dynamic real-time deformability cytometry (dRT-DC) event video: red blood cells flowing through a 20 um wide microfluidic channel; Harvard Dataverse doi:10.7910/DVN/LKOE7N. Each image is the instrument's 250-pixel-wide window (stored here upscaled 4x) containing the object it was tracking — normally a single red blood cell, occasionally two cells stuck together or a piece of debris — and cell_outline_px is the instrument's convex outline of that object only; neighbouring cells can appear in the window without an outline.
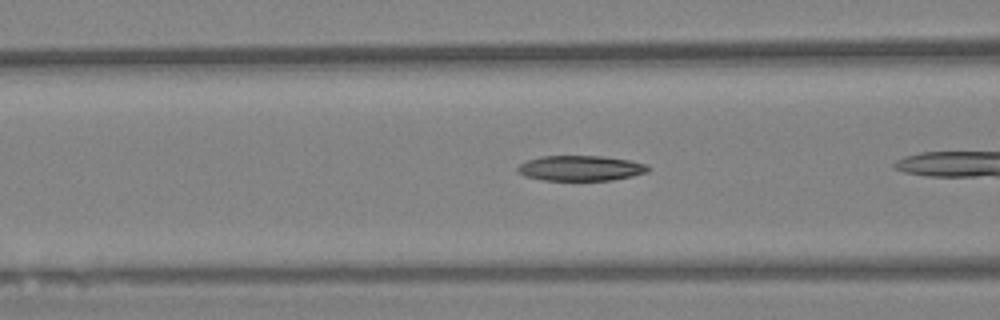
{"species": "Egyptian fruit bat (a non-hibernating species)", "species_latin": "Rousettus aegyptiacus", "temperature_condition": "warm", "stored_images_in_passage": 28, "camera_frame_rate_fps": 3000, "um_per_image_px": 0.085, "animal": {"sex": "female"}, "frame": {"image": 1, "passage_image": 5, "time_ms": 1.333, "image_size_px": [1000, 320], "cell_outline_px": [[652, 168], [648, 172], [632, 176], [612, 180], [544, 180], [524, 176], [516, 172], [516, 168], [520, 164], [528, 160], [540, 156], [604, 156], [628, 160], [648, 164]], "centroid_in_image_um": [49.36, 14.29], "position_along_channel_um": 117.2, "area_um2": 19.36}}
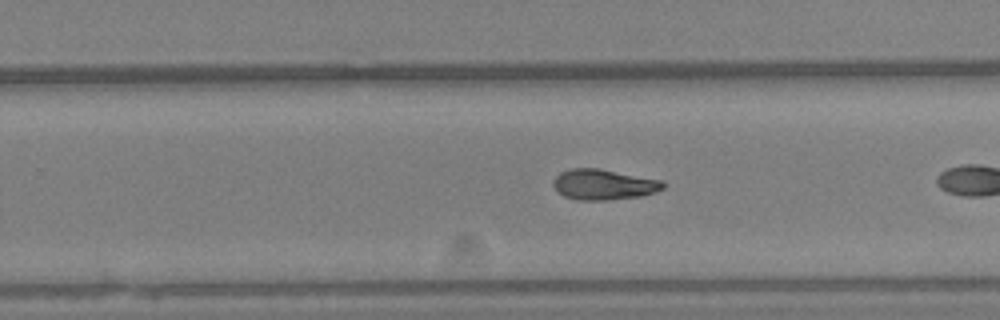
{"frame": {"image": 2, "passage_image": 19, "time_ms": 6.0, "image_size_px": [1000, 320], "cell_outline_px": [[664, 188], [656, 192], [640, 196], [608, 200], [576, 200], [564, 196], [552, 184], [552, 180], [560, 172], [572, 168], [600, 168], [664, 180]], "centroid_in_image_um": [51.33, 15.67], "position_along_channel_um": 278.5, "area_um2": 19.71}}
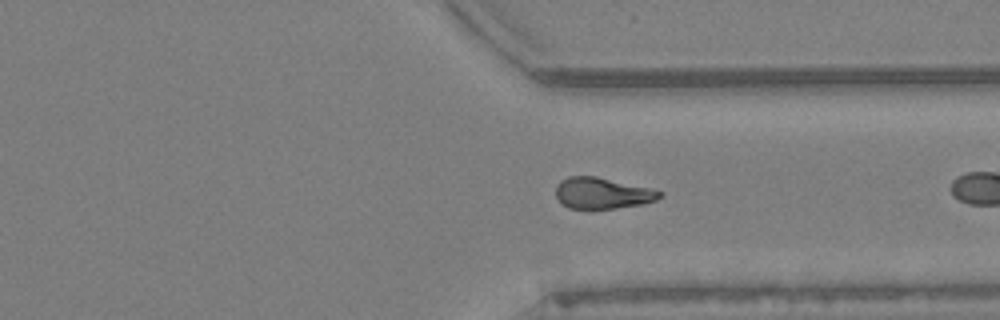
{"frame": {"image": 3, "passage_image": 26, "time_ms": 8.333, "image_size_px": [1000, 320], "cell_outline_px": [[664, 196], [656, 200], [644, 204], [616, 208], [568, 208], [556, 196], [556, 184], [560, 180], [568, 176], [596, 176], [648, 188], [664, 192]], "centroid_in_image_um": [51.21, 16.41], "position_along_channel_um": 360.2, "area_um2": 18.79}}